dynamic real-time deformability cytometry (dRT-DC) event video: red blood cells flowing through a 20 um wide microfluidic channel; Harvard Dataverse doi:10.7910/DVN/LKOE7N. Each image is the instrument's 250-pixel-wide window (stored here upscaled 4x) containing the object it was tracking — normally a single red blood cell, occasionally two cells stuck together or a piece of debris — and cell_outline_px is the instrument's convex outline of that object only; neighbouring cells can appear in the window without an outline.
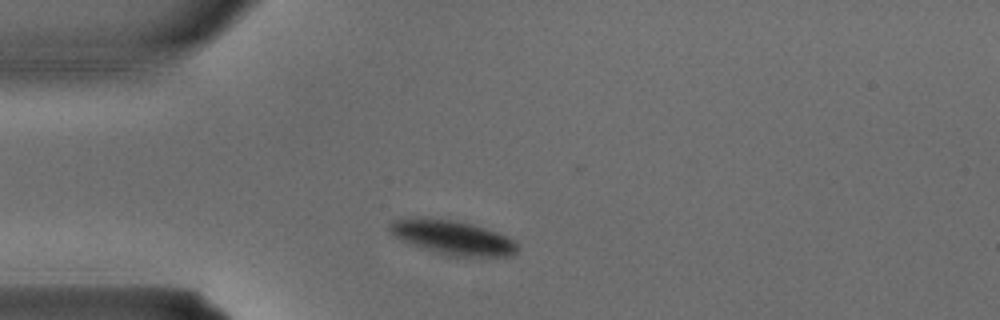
{"species": "common noctule bat (a hibernating species)", "species_latin": "Nyctalus noctula", "temperature_condition": "warm", "stored_images_in_passage": 1, "camera_frame_rate_fps": 3000, "um_per_image_px": 0.085, "animal": {"sex": "male", "body_mass_g": 15.6}, "frame": {"image": 1, "passage_image": 1, "time_ms": 0.0, "image_size_px": [1000, 320], "cell_outline_px": [[520, 248], [512, 256], [488, 260], [448, 256], [412, 244], [396, 236], [388, 228], [388, 224], [396, 220], [416, 216], [456, 220], [472, 224], [508, 236], [516, 240]], "centroid_in_image_um": [38.62, 20.23], "position_along_channel_um": 46.4, "area_um2": 26.41}}